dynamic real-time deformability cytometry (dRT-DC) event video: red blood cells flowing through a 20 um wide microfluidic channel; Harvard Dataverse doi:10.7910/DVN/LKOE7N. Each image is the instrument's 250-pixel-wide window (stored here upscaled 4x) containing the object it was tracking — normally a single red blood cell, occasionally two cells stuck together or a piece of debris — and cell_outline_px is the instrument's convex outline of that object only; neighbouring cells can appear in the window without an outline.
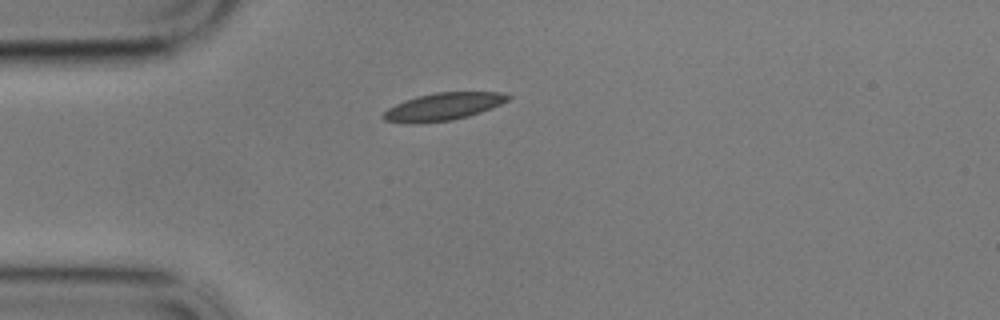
{"species": "common noctule bat (a hibernating species)", "species_latin": "Nyctalus noctula", "temperature_condition": "cold", "stored_images_in_passage": 44, "camera_frame_rate_fps": 3000, "um_per_image_px": 0.085, "animal": {"sex": "male", "body_mass_g": 17.9}, "frame": {"image": 1, "passage_image": 1, "time_ms": 0.0, "image_size_px": [1000, 320], "cell_outline_px": [[512, 96], [508, 100], [500, 104], [480, 112], [468, 116], [452, 120], [416, 124], [408, 124], [384, 120], [380, 116], [388, 108], [404, 100], [436, 92], [500, 92]], "centroid_in_image_um": [37.63, 9.07], "position_along_channel_um": 47.4, "area_um2": 19.94}}
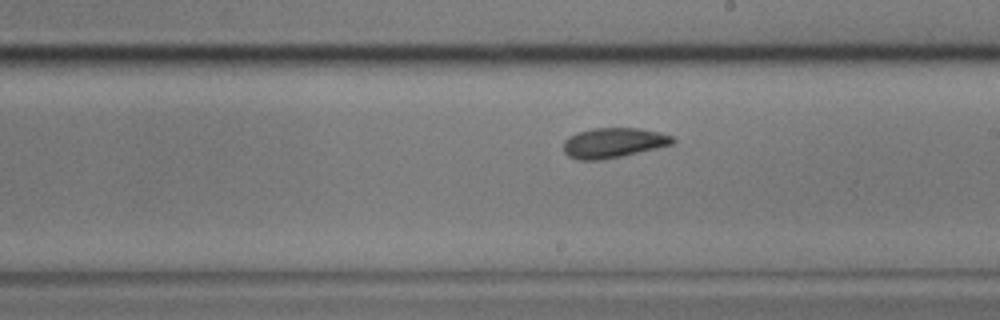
{"frame": {"image": 2, "passage_image": 19, "time_ms": 6.0, "image_size_px": [1000, 320], "cell_outline_px": [[676, 140], [672, 144], [656, 148], [620, 156], [600, 160], [580, 160], [568, 156], [564, 152], [564, 140], [568, 136], [576, 132], [592, 128], [636, 128], [660, 132], [672, 136]], "centroid_in_image_um": [52.1, 12.13], "position_along_channel_um": 236.9, "area_um2": 19.02}}
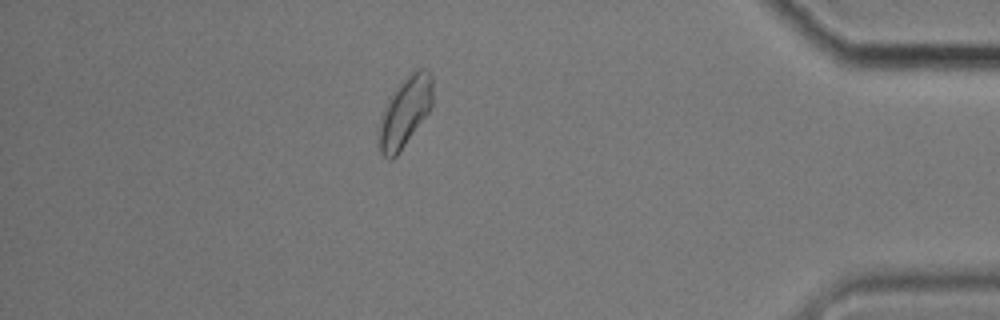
{"frame": {"image": 3, "passage_image": 37, "time_ms": 12.0, "image_size_px": [1000, 320], "cell_outline_px": [[432, 104], [428, 112], [396, 156], [392, 160], [388, 160], [380, 152], [380, 116], [392, 92], [408, 72], [420, 68], [424, 68], [432, 76]], "centroid_in_image_um": [34.42, 9.46], "position_along_channel_um": 400.8, "area_um2": 21.62}, "authors_computed_cell_mechanics": {"area_um2": 19.1896, "velocity_mm_per_s": 3.3992, "shape_relaxation_time_tau1_ms": 4.3771, "shape_relaxation_time_tau2_ms": 2.4472, "deformation_change_tau1": 0.1132, "deformation_change_tau2": 0.0762}}